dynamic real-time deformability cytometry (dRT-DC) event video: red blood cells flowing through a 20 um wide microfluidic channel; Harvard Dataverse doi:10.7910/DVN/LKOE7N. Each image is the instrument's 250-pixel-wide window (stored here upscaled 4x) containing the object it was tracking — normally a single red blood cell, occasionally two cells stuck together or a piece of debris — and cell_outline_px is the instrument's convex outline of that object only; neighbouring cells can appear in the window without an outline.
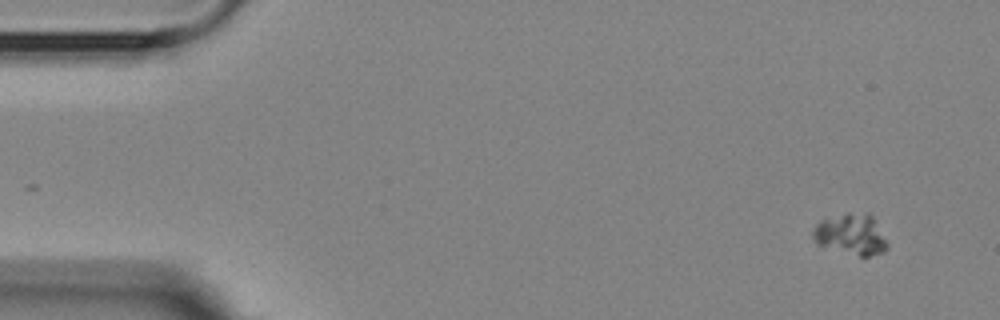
{"species": "Egyptian fruit bat (a non-hibernating species)", "species_latin": "Rousettus aegyptiacus", "temperature_condition": "room temperature", "stored_images_in_passage": 6, "camera_frame_rate_fps": 3000, "um_per_image_px": 0.085, "animal": {"sex": "female"}, "frame": {"image": 1, "passage_image": 2, "time_ms": 1.333, "image_size_px": [1000, 320], "cell_outline_px": [[888, 248], [884, 252], [868, 256], [860, 256], [816, 244], [812, 236], [812, 228], [820, 220], [848, 212], [868, 212], [872, 216], [888, 244]], "centroid_in_image_um": [72.31, 19.9], "position_along_channel_um": 12.7, "area_um2": 17.74}}
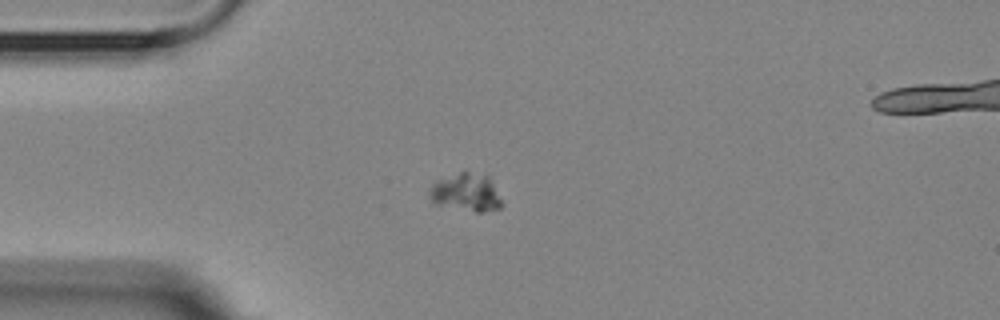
{"frame": {"image": 2, "passage_image": 5, "time_ms": 5.0, "image_size_px": [1000, 320], "cell_outline_px": [[504, 204], [500, 208], [484, 212], [476, 212], [436, 204], [428, 196], [428, 188], [436, 180], [464, 168], [488, 176]], "centroid_in_image_um": [39.59, 16.31], "position_along_channel_um": 45.4, "area_um2": 16.53}}